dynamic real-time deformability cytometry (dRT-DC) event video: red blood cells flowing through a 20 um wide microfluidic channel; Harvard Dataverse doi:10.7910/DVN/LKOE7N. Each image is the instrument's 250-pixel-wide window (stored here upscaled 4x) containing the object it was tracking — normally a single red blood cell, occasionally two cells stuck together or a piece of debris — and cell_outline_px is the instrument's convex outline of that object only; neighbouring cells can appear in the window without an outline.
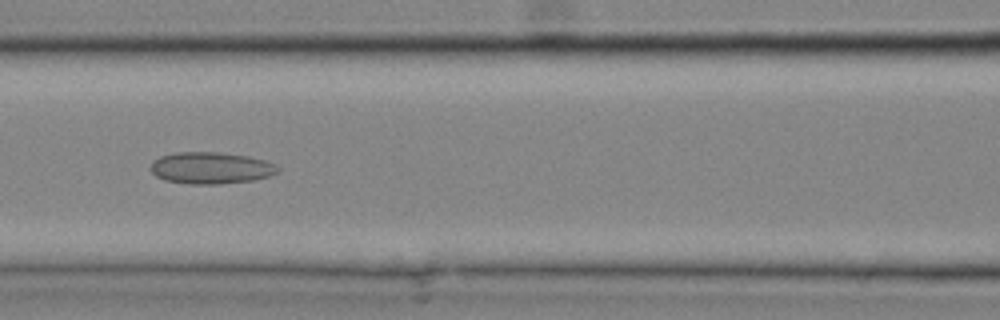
{"species": "common noctule bat (a hibernating species)", "species_latin": "Nyctalus noctula", "temperature_condition": "cold", "stored_images_in_passage": 18, "camera_frame_rate_fps": 3000, "um_per_image_px": 0.085, "animal": {"sex": "male", "body_mass_g": 20.4}, "frame": {"image": 1, "passage_image": 13, "time_ms": 4.0, "image_size_px": [1000, 320], "cell_outline_px": [[280, 172], [268, 176], [252, 180], [216, 184], [188, 184], [164, 180], [156, 176], [148, 168], [152, 160], [160, 156], [176, 152], [220, 152], [248, 156], [264, 160], [276, 164], [280, 168]], "centroid_in_image_um": [17.9, 14.27], "position_along_channel_um": 148.7, "area_um2": 23.76}}